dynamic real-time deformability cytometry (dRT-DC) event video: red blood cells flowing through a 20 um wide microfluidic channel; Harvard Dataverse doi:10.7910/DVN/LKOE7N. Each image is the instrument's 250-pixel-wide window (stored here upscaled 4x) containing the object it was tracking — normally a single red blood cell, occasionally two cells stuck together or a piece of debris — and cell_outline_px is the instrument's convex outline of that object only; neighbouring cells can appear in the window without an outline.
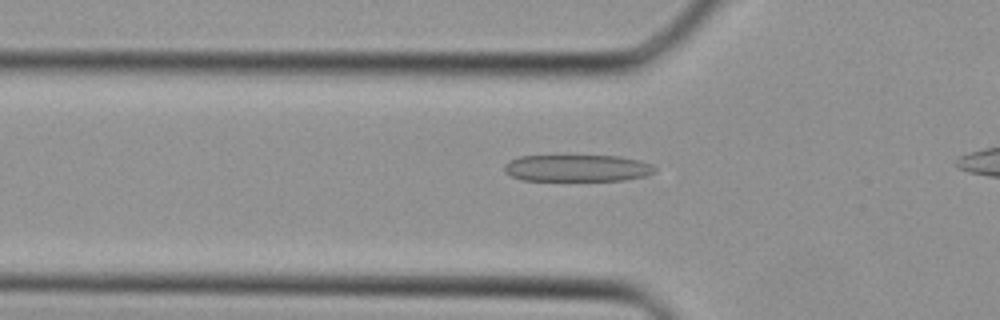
{"species": "Egyptian fruit bat (a non-hibernating species)", "species_latin": "Rousettus aegyptiacus", "temperature_condition": "cold", "stored_images_in_passage": 27, "camera_frame_rate_fps": 3000, "um_per_image_px": 0.085, "animal": {"sex": "female"}, "frame": {"image": 1, "passage_image": 6, "time_ms": 1.667, "image_size_px": [1000, 320], "cell_outline_px": [[656, 172], [644, 176], [624, 180], [520, 180], [504, 172], [504, 164], [508, 160], [520, 156], [620, 156], [640, 160], [652, 164], [656, 168]], "centroid_in_image_um": [49.06, 14.28], "position_along_channel_um": 76.7, "area_um2": 23.64}}
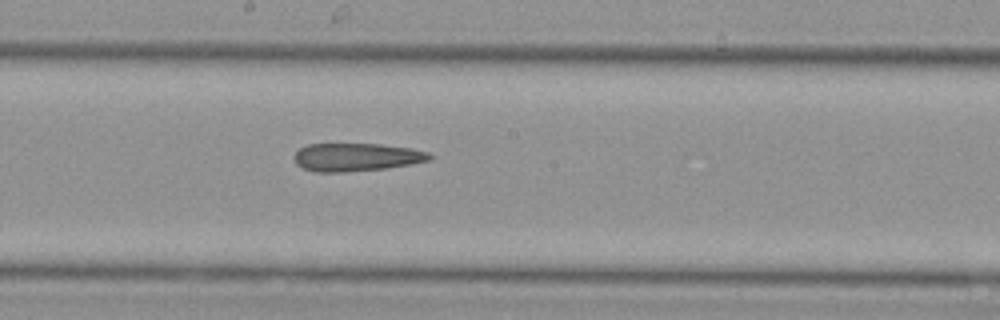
{"frame": {"image": 2, "passage_image": 14, "time_ms": 4.333, "image_size_px": [1000, 320], "cell_outline_px": [[436, 156], [432, 160], [384, 168], [344, 172], [316, 172], [304, 168], [296, 164], [292, 156], [300, 148], [308, 144], [380, 144], [412, 148], [428, 152]], "centroid_in_image_um": [30.3, 13.35], "position_along_channel_um": 217.9, "area_um2": 22.2}}
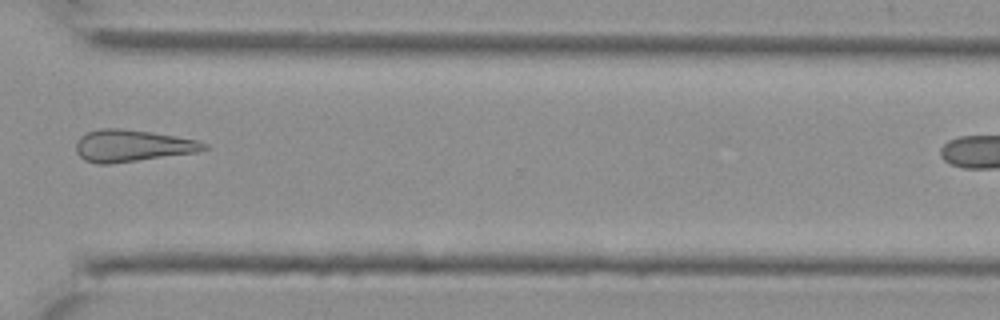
{"frame": {"image": 3, "passage_image": 22, "time_ms": 7.0, "image_size_px": [1000, 320], "cell_outline_px": [[208, 148], [196, 152], [108, 164], [96, 164], [84, 160], [76, 152], [76, 140], [80, 136], [88, 132], [100, 128], [120, 128], [152, 132], [196, 140], [208, 144]], "centroid_in_image_um": [11.19, 12.38], "position_along_channel_um": 359.4, "area_um2": 23.64}}